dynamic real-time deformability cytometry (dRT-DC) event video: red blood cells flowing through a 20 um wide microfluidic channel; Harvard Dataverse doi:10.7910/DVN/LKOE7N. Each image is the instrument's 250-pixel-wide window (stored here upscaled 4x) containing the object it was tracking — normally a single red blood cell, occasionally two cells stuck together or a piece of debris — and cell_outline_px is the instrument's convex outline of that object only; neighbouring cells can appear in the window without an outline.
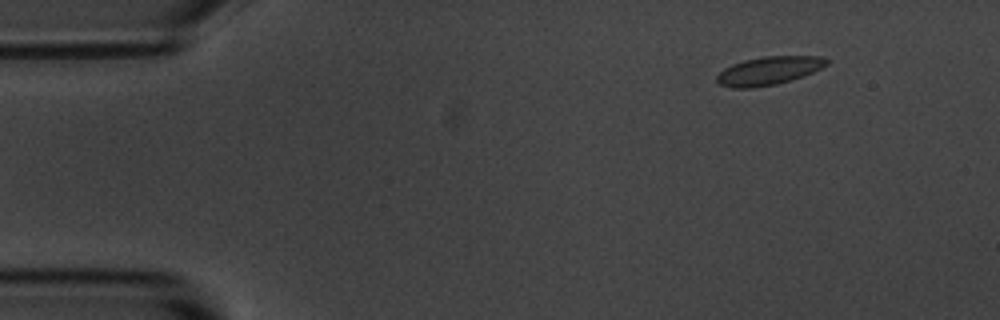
{"species": "common noctule bat (a hibernating species)", "species_latin": "Nyctalus noctula", "temperature_condition": "room temperature", "stored_images_in_passage": 5, "segment_of_instrument_passage": [1, 2], "camera_frame_rate_fps": 3000, "um_per_image_px": 0.085, "animal": {"sex": "male", "body_mass_g": 20.1, "forearm_length_mm": 53.5}, "frame": {"image": 1, "passage_image": 2, "time_ms": 1.0, "image_size_px": [1000, 320], "cell_outline_px": [[828, 64], [804, 76], [776, 84], [752, 88], [732, 88], [720, 84], [716, 80], [716, 76], [724, 68], [732, 64], [744, 60], [764, 56], [820, 56], [828, 60]], "centroid_in_image_um": [65.32, 6.01], "position_along_channel_um": 19.7, "area_um2": 18.03}}